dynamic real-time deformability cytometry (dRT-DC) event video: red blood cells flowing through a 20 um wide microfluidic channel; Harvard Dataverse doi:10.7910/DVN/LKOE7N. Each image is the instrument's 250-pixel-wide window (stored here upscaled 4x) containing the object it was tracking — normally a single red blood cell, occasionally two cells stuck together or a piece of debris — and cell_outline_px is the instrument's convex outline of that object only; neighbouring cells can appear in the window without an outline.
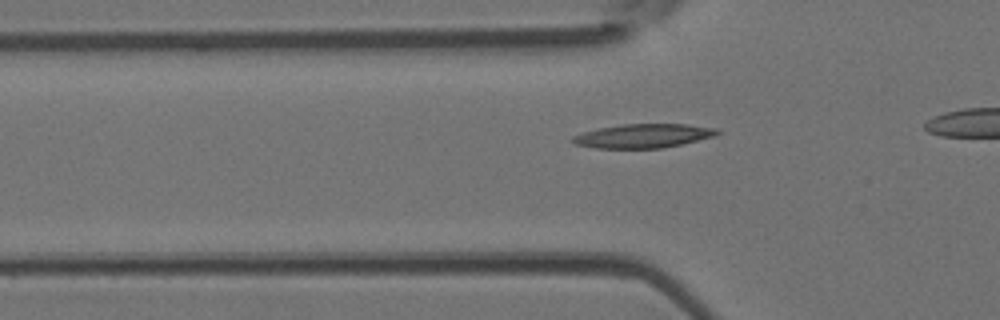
{"species": "Egyptian fruit bat (a non-hibernating species)", "species_latin": "Rousettus aegyptiacus", "temperature_condition": "room temperature", "stored_images_in_passage": 14, "camera_frame_rate_fps": 3000, "um_per_image_px": 0.085, "animal": {"sex": "female"}, "frame": {"image": 1, "passage_image": 8, "time_ms": 2.333, "image_size_px": [1000, 320], "cell_outline_px": [[724, 132], [716, 136], [664, 148], [596, 148], [576, 144], [572, 140], [572, 136], [584, 132], [600, 128], [624, 124], [688, 124], [716, 128]], "centroid_in_image_um": [54.76, 11.55], "position_along_channel_um": 71.0, "area_um2": 20.17}}
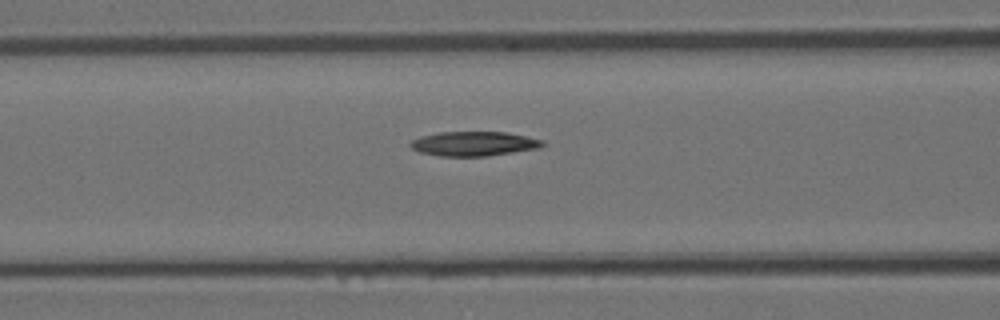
{"frame": {"image": 2, "passage_image": 12, "time_ms": 3.667, "image_size_px": [1000, 320], "cell_outline_px": [[544, 144], [540, 148], [488, 156], [440, 156], [420, 152], [412, 148], [408, 144], [412, 140], [420, 136], [440, 132], [508, 132], [544, 140]], "centroid_in_image_um": [40.29, 12.21], "position_along_channel_um": 126.3, "area_um2": 18.9}}